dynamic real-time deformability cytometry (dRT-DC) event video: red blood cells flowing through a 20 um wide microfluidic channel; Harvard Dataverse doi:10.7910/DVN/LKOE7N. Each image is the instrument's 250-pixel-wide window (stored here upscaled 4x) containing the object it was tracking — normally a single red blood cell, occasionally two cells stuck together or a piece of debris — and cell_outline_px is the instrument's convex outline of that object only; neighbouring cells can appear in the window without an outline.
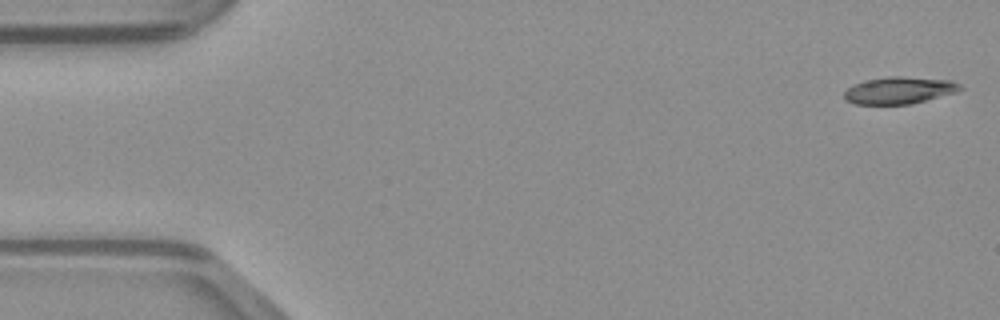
{"species": "common noctule bat (a hibernating species)", "species_latin": "Nyctalus noctula", "temperature_condition": "warm", "stored_images_in_passage": 48, "camera_frame_rate_fps": 3000, "um_per_image_px": 0.085, "animal": {"sex": "male", "body_mass_g": 23.1, "forearm_length_mm": 52.7}, "frame": {"image": 1, "passage_image": 1, "time_ms": 0.0, "image_size_px": [1000, 320], "cell_outline_px": [[964, 88], [956, 92], [912, 104], [856, 104], [844, 100], [844, 92], [852, 84], [864, 80], [888, 76], [900, 76], [952, 80], [960, 84]], "centroid_in_image_um": [76.42, 7.67], "position_along_channel_um": 8.6, "area_um2": 18.44}}
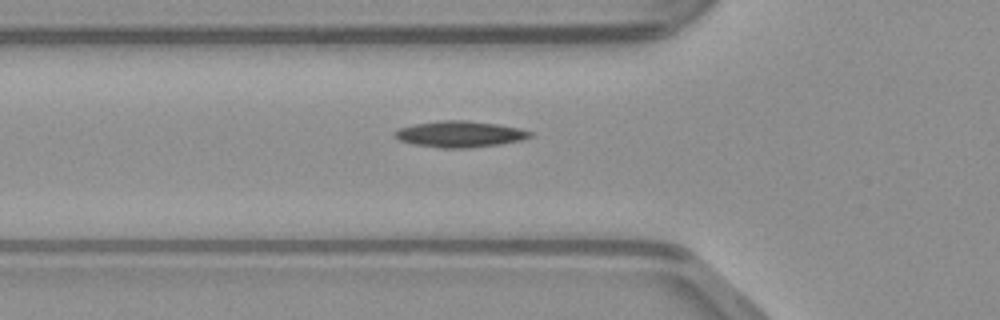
{"frame": {"image": 2, "passage_image": 16, "time_ms": 5.0, "image_size_px": [1000, 320], "cell_outline_px": [[532, 136], [520, 140], [500, 144], [468, 148], [440, 148], [412, 144], [400, 140], [392, 132], [400, 128], [412, 124], [444, 120], [464, 120], [496, 124], [520, 128], [532, 132]], "centroid_in_image_um": [39.07, 11.4], "position_along_channel_um": 86.7, "area_um2": 20.58}}
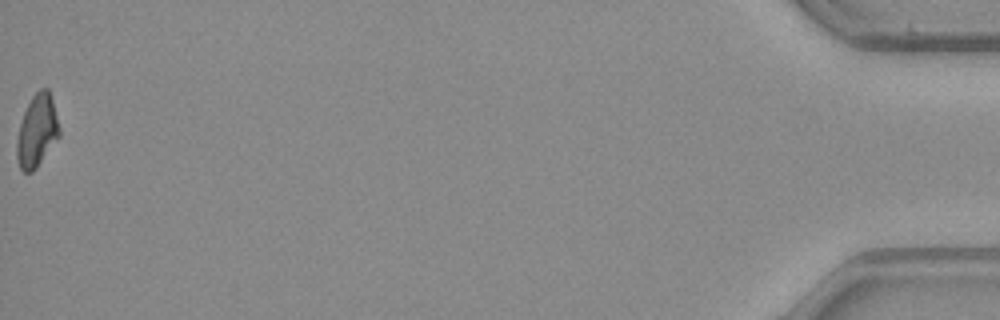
{"frame": {"image": 3, "passage_image": 48, "time_ms": 15.667, "image_size_px": [1000, 320], "cell_outline_px": [[60, 136], [36, 168], [32, 172], [24, 172], [20, 168], [16, 156], [16, 140], [20, 124], [24, 112], [32, 96], [40, 88], [48, 88], [52, 100], [60, 128]], "centroid_in_image_um": [3.14, 11.13], "position_along_channel_um": 432.1, "area_um2": 17.86}}